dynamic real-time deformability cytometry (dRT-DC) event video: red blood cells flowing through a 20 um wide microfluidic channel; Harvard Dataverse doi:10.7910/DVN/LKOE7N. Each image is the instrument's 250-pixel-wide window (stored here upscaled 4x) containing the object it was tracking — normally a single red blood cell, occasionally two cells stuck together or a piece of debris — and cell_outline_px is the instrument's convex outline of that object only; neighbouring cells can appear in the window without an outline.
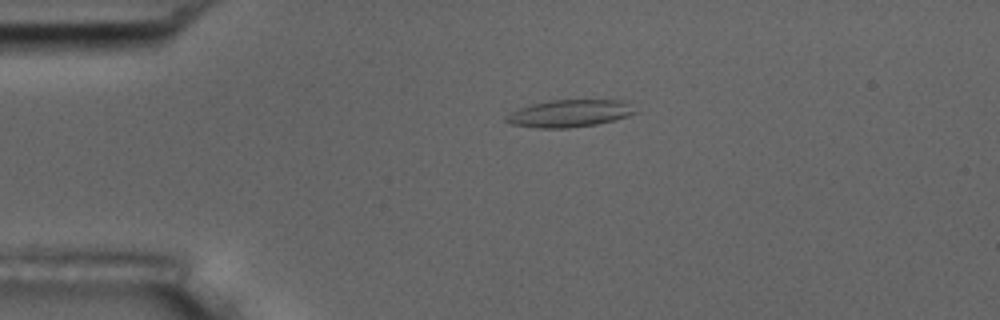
{"species": "common noctule bat (a hibernating species)", "species_latin": "Nyctalus noctula", "temperature_condition": "room temperature", "stored_images_in_passage": 5, "camera_frame_rate_fps": 3000, "um_per_image_px": 0.085, "animal": {"sex": "male", "body_mass_g": 17.5, "forearm_length_mm": 52.3}, "frame": {"image": 1, "passage_image": 4, "time_ms": 3.667, "image_size_px": [1000, 320], "cell_outline_px": [[640, 112], [628, 116], [596, 124], [568, 128], [536, 128], [508, 124], [504, 120], [504, 116], [520, 108], [532, 104], [552, 100], [628, 100]], "centroid_in_image_um": [48.45, 9.64], "position_along_channel_um": 36.6, "area_um2": 20.75}}